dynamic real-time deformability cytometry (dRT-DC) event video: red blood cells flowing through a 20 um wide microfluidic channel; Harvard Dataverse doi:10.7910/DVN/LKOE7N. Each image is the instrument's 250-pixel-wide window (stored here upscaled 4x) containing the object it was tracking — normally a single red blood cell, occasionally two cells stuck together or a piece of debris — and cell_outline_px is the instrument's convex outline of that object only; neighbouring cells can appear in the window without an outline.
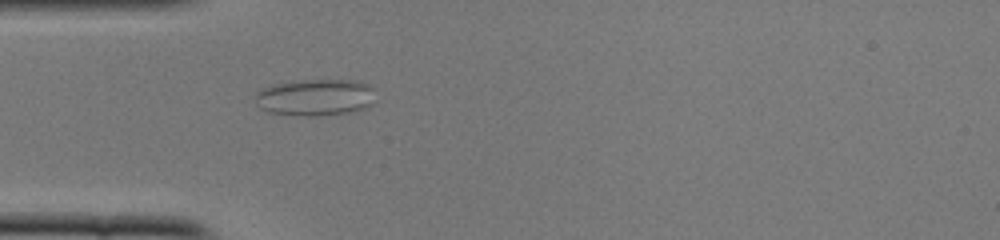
{"species": "common noctule bat (a hibernating species)", "species_latin": "Nyctalus noctula", "temperature_condition": "cold", "stored_images_in_passage": 38, "camera_frame_rate_fps": 3000, "um_per_image_px": 0.085, "animal": {"sex": "female", "body_mass_g": 22.0, "forearm_length_mm": 56.7}, "frame": {"image": 1, "passage_image": 1, "time_ms": 0.0, "image_size_px": [1000, 240], "cell_outline_px": [[372, 104], [364, 108], [352, 112], [320, 116], [300, 116], [268, 112], [260, 108], [256, 100], [256, 92], [264, 88], [280, 84], [304, 80], [360, 80], [372, 88]], "centroid_in_image_um": [26.82, 8.29], "position_along_channel_um": 58.2, "area_um2": 25.49}}
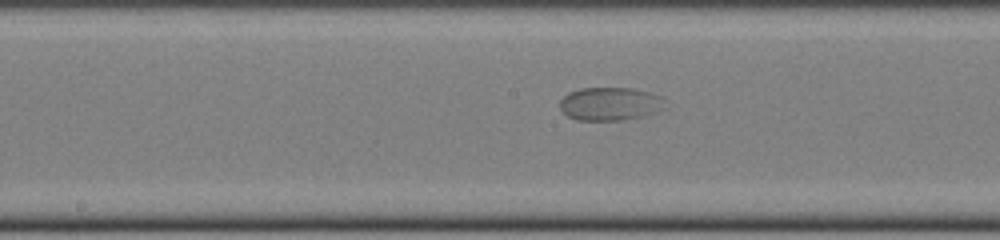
{"frame": {"image": 2, "passage_image": 12, "time_ms": 3.667, "image_size_px": [1000, 240], "cell_outline_px": [[668, 108], [656, 112], [624, 120], [576, 120], [568, 116], [560, 108], [560, 100], [568, 92], [580, 88], [632, 88], [664, 96], [668, 100]], "centroid_in_image_um": [51.93, 8.82], "position_along_channel_um": 196.3, "area_um2": 20.75}}
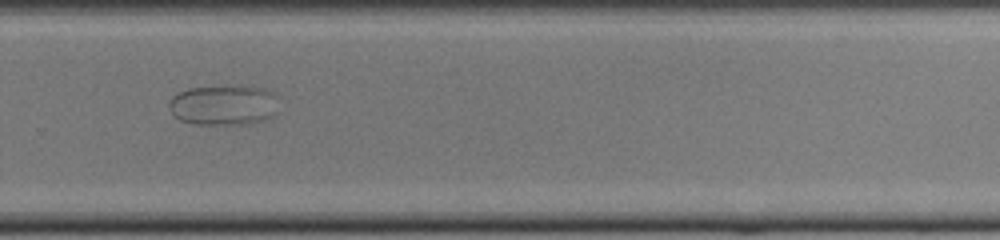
{"frame": {"image": 3, "passage_image": 21, "time_ms": 6.667, "image_size_px": [1000, 240], "cell_outline_px": [[280, 112], [276, 116], [252, 124], [196, 124], [180, 120], [172, 116], [168, 108], [168, 104], [172, 96], [188, 88], [224, 84], [236, 84], [264, 88], [272, 92], [276, 96]], "centroid_in_image_um": [19.05, 8.91], "position_along_channel_um": 310.7, "area_um2": 26.93}}